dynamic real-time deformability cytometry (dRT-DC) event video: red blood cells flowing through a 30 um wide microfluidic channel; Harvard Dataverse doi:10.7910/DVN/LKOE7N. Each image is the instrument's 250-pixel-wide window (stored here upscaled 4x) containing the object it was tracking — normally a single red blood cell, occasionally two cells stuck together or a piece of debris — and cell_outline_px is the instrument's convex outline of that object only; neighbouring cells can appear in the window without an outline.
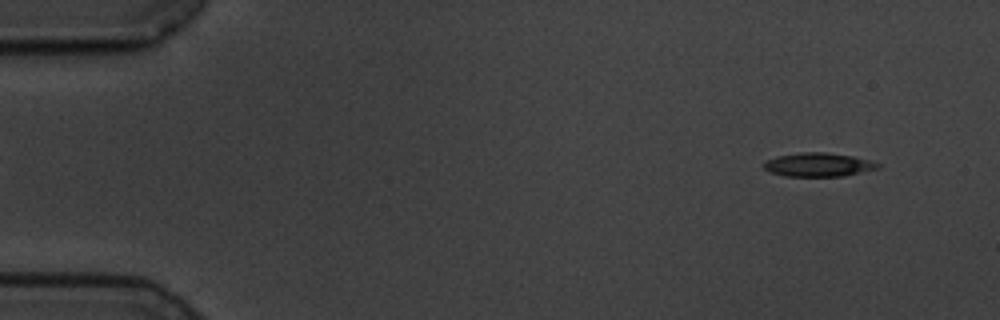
{"species": "common noctule bat (a hibernating species)", "species_latin": "Nyctalus noctula", "temperature_condition": "cold", "stored_images_in_passage": 57, "camera_frame_rate_fps": 3000, "um_per_image_px": 0.085, "animal": {"sex": "male", "body_mass_g": 19.5, "forearm_length_mm": 54.6}, "frame": {"image": 1, "passage_image": 4, "time_ms": 1.0, "image_size_px": [1000, 320], "cell_outline_px": [[880, 168], [844, 176], [784, 176], [772, 172], [764, 168], [764, 160], [776, 156], [800, 152], [828, 152], [852, 156], [868, 160], [880, 164]], "centroid_in_image_um": [69.54, 13.99], "position_along_channel_um": 15.5, "area_um2": 15.78}}
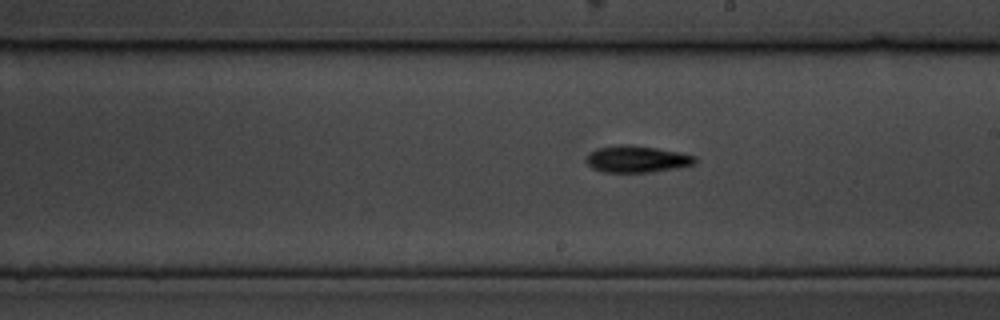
{"frame": {"image": 2, "passage_image": 32, "time_ms": 10.333, "image_size_px": [1000, 320], "cell_outline_px": [[696, 164], [676, 168], [648, 172], [604, 172], [592, 168], [588, 164], [588, 156], [592, 152], [600, 148], [620, 144], [628, 144], [656, 148], [696, 156]], "centroid_in_image_um": [54.17, 13.53], "position_along_channel_um": 234.8, "area_um2": 16.59}}
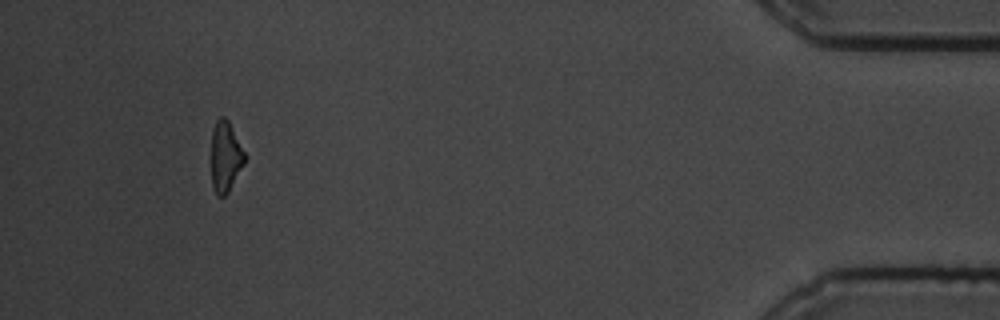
{"frame": {"image": 3, "passage_image": 53, "time_ms": 17.333, "image_size_px": [1000, 320], "cell_outline_px": [[244, 164], [228, 192], [224, 196], [216, 196], [212, 188], [212, 128], [216, 120], [220, 116], [224, 116], [228, 120], [244, 152]], "centroid_in_image_um": [19.14, 13.32], "position_along_channel_um": 416.1, "area_um2": 13.58}, "authors_computed_cell_mechanics": {"area_um2": 15.7794, "velocity_mm_per_s": 3.5085, "shape_relaxation_time_tau1_ms": 3.6323, "shape_relaxation_time_tau2_ms": 9.1142, "deformation_change_tau1": 0.1548, "deformation_change_tau2": 0.2011}}